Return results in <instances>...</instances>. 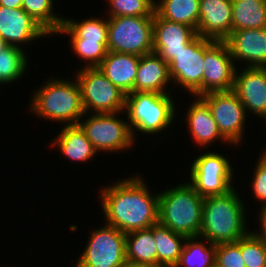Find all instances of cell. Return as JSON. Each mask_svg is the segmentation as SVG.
<instances>
[{
	"label": "cell",
	"mask_w": 266,
	"mask_h": 267,
	"mask_svg": "<svg viewBox=\"0 0 266 267\" xmlns=\"http://www.w3.org/2000/svg\"><path fill=\"white\" fill-rule=\"evenodd\" d=\"M140 178H126L100 190L107 224L124 234L148 229L159 221V193L152 195Z\"/></svg>",
	"instance_id": "cell-1"
},
{
	"label": "cell",
	"mask_w": 266,
	"mask_h": 267,
	"mask_svg": "<svg viewBox=\"0 0 266 267\" xmlns=\"http://www.w3.org/2000/svg\"><path fill=\"white\" fill-rule=\"evenodd\" d=\"M234 188L225 194L204 198L200 238L217 245L234 243L249 233L244 203Z\"/></svg>",
	"instance_id": "cell-2"
},
{
	"label": "cell",
	"mask_w": 266,
	"mask_h": 267,
	"mask_svg": "<svg viewBox=\"0 0 266 267\" xmlns=\"http://www.w3.org/2000/svg\"><path fill=\"white\" fill-rule=\"evenodd\" d=\"M204 198L190 183L159 193V223L186 237L199 236Z\"/></svg>",
	"instance_id": "cell-3"
},
{
	"label": "cell",
	"mask_w": 266,
	"mask_h": 267,
	"mask_svg": "<svg viewBox=\"0 0 266 267\" xmlns=\"http://www.w3.org/2000/svg\"><path fill=\"white\" fill-rule=\"evenodd\" d=\"M35 92L30 106L39 117L50 121H64L65 125H77L86 115L76 78L73 82L59 78L49 79Z\"/></svg>",
	"instance_id": "cell-4"
},
{
	"label": "cell",
	"mask_w": 266,
	"mask_h": 267,
	"mask_svg": "<svg viewBox=\"0 0 266 267\" xmlns=\"http://www.w3.org/2000/svg\"><path fill=\"white\" fill-rule=\"evenodd\" d=\"M170 96L157 92H131L126 94L124 110L134 141L136 139L135 129L141 133L152 135L161 133L172 124L176 107L173 98Z\"/></svg>",
	"instance_id": "cell-5"
},
{
	"label": "cell",
	"mask_w": 266,
	"mask_h": 267,
	"mask_svg": "<svg viewBox=\"0 0 266 267\" xmlns=\"http://www.w3.org/2000/svg\"><path fill=\"white\" fill-rule=\"evenodd\" d=\"M107 49L138 56L153 52V16L108 17Z\"/></svg>",
	"instance_id": "cell-6"
},
{
	"label": "cell",
	"mask_w": 266,
	"mask_h": 267,
	"mask_svg": "<svg viewBox=\"0 0 266 267\" xmlns=\"http://www.w3.org/2000/svg\"><path fill=\"white\" fill-rule=\"evenodd\" d=\"M81 90V101L85 114L123 113L125 96L117 86L112 84L97 67H82L76 74Z\"/></svg>",
	"instance_id": "cell-7"
},
{
	"label": "cell",
	"mask_w": 266,
	"mask_h": 267,
	"mask_svg": "<svg viewBox=\"0 0 266 267\" xmlns=\"http://www.w3.org/2000/svg\"><path fill=\"white\" fill-rule=\"evenodd\" d=\"M126 234L106 224L89 236L76 267H121L126 261Z\"/></svg>",
	"instance_id": "cell-8"
},
{
	"label": "cell",
	"mask_w": 266,
	"mask_h": 267,
	"mask_svg": "<svg viewBox=\"0 0 266 267\" xmlns=\"http://www.w3.org/2000/svg\"><path fill=\"white\" fill-rule=\"evenodd\" d=\"M91 114L78 125L96 151H121L133 146L135 142L128 121L118 118L119 113Z\"/></svg>",
	"instance_id": "cell-9"
},
{
	"label": "cell",
	"mask_w": 266,
	"mask_h": 267,
	"mask_svg": "<svg viewBox=\"0 0 266 267\" xmlns=\"http://www.w3.org/2000/svg\"><path fill=\"white\" fill-rule=\"evenodd\" d=\"M190 168V184L203 198L225 194L234 187L230 161L219 153H202Z\"/></svg>",
	"instance_id": "cell-10"
},
{
	"label": "cell",
	"mask_w": 266,
	"mask_h": 267,
	"mask_svg": "<svg viewBox=\"0 0 266 267\" xmlns=\"http://www.w3.org/2000/svg\"><path fill=\"white\" fill-rule=\"evenodd\" d=\"M215 41L198 35L168 64L171 80L194 97L203 95L204 54Z\"/></svg>",
	"instance_id": "cell-11"
},
{
	"label": "cell",
	"mask_w": 266,
	"mask_h": 267,
	"mask_svg": "<svg viewBox=\"0 0 266 267\" xmlns=\"http://www.w3.org/2000/svg\"><path fill=\"white\" fill-rule=\"evenodd\" d=\"M211 110L221 135L230 145L243 139L246 109L233 91L211 92L200 96Z\"/></svg>",
	"instance_id": "cell-12"
},
{
	"label": "cell",
	"mask_w": 266,
	"mask_h": 267,
	"mask_svg": "<svg viewBox=\"0 0 266 267\" xmlns=\"http://www.w3.org/2000/svg\"><path fill=\"white\" fill-rule=\"evenodd\" d=\"M203 95L232 91L236 67L224 41H215L204 54Z\"/></svg>",
	"instance_id": "cell-13"
},
{
	"label": "cell",
	"mask_w": 266,
	"mask_h": 267,
	"mask_svg": "<svg viewBox=\"0 0 266 267\" xmlns=\"http://www.w3.org/2000/svg\"><path fill=\"white\" fill-rule=\"evenodd\" d=\"M198 36L196 31L185 24L168 21L156 12L153 16V52L167 64Z\"/></svg>",
	"instance_id": "cell-14"
},
{
	"label": "cell",
	"mask_w": 266,
	"mask_h": 267,
	"mask_svg": "<svg viewBox=\"0 0 266 267\" xmlns=\"http://www.w3.org/2000/svg\"><path fill=\"white\" fill-rule=\"evenodd\" d=\"M47 35L49 33L22 7L0 6V38L7 45L20 47L17 44L30 43Z\"/></svg>",
	"instance_id": "cell-15"
},
{
	"label": "cell",
	"mask_w": 266,
	"mask_h": 267,
	"mask_svg": "<svg viewBox=\"0 0 266 267\" xmlns=\"http://www.w3.org/2000/svg\"><path fill=\"white\" fill-rule=\"evenodd\" d=\"M232 91L246 112L266 119V67H246L240 74L235 71Z\"/></svg>",
	"instance_id": "cell-16"
},
{
	"label": "cell",
	"mask_w": 266,
	"mask_h": 267,
	"mask_svg": "<svg viewBox=\"0 0 266 267\" xmlns=\"http://www.w3.org/2000/svg\"><path fill=\"white\" fill-rule=\"evenodd\" d=\"M223 41L233 60H245L248 67H266V28L232 30Z\"/></svg>",
	"instance_id": "cell-17"
},
{
	"label": "cell",
	"mask_w": 266,
	"mask_h": 267,
	"mask_svg": "<svg viewBox=\"0 0 266 267\" xmlns=\"http://www.w3.org/2000/svg\"><path fill=\"white\" fill-rule=\"evenodd\" d=\"M232 32V0H200L196 33L223 41Z\"/></svg>",
	"instance_id": "cell-18"
},
{
	"label": "cell",
	"mask_w": 266,
	"mask_h": 267,
	"mask_svg": "<svg viewBox=\"0 0 266 267\" xmlns=\"http://www.w3.org/2000/svg\"><path fill=\"white\" fill-rule=\"evenodd\" d=\"M140 56L108 51L97 66L99 71L124 94L134 92Z\"/></svg>",
	"instance_id": "cell-19"
},
{
	"label": "cell",
	"mask_w": 266,
	"mask_h": 267,
	"mask_svg": "<svg viewBox=\"0 0 266 267\" xmlns=\"http://www.w3.org/2000/svg\"><path fill=\"white\" fill-rule=\"evenodd\" d=\"M172 81L169 65L157 54L151 52L140 56L138 71L134 82V92H157L169 94L165 87Z\"/></svg>",
	"instance_id": "cell-20"
},
{
	"label": "cell",
	"mask_w": 266,
	"mask_h": 267,
	"mask_svg": "<svg viewBox=\"0 0 266 267\" xmlns=\"http://www.w3.org/2000/svg\"><path fill=\"white\" fill-rule=\"evenodd\" d=\"M195 98L196 100L189 107L186 116L188 129L194 143L196 142L201 147H207L216 139L228 142L221 135L208 105L200 97Z\"/></svg>",
	"instance_id": "cell-21"
},
{
	"label": "cell",
	"mask_w": 266,
	"mask_h": 267,
	"mask_svg": "<svg viewBox=\"0 0 266 267\" xmlns=\"http://www.w3.org/2000/svg\"><path fill=\"white\" fill-rule=\"evenodd\" d=\"M52 146H57L61 154L75 162H87L98 153L78 124L65 125Z\"/></svg>",
	"instance_id": "cell-22"
},
{
	"label": "cell",
	"mask_w": 266,
	"mask_h": 267,
	"mask_svg": "<svg viewBox=\"0 0 266 267\" xmlns=\"http://www.w3.org/2000/svg\"><path fill=\"white\" fill-rule=\"evenodd\" d=\"M153 237L156 242L157 267H175L187 237L173 232L159 222L153 225Z\"/></svg>",
	"instance_id": "cell-23"
},
{
	"label": "cell",
	"mask_w": 266,
	"mask_h": 267,
	"mask_svg": "<svg viewBox=\"0 0 266 267\" xmlns=\"http://www.w3.org/2000/svg\"><path fill=\"white\" fill-rule=\"evenodd\" d=\"M266 28V0H232V30Z\"/></svg>",
	"instance_id": "cell-24"
},
{
	"label": "cell",
	"mask_w": 266,
	"mask_h": 267,
	"mask_svg": "<svg viewBox=\"0 0 266 267\" xmlns=\"http://www.w3.org/2000/svg\"><path fill=\"white\" fill-rule=\"evenodd\" d=\"M126 260L157 266L153 226L126 234Z\"/></svg>",
	"instance_id": "cell-25"
},
{
	"label": "cell",
	"mask_w": 266,
	"mask_h": 267,
	"mask_svg": "<svg viewBox=\"0 0 266 267\" xmlns=\"http://www.w3.org/2000/svg\"><path fill=\"white\" fill-rule=\"evenodd\" d=\"M158 2L155 1V12L161 18L188 25L197 31L200 0H161Z\"/></svg>",
	"instance_id": "cell-26"
},
{
	"label": "cell",
	"mask_w": 266,
	"mask_h": 267,
	"mask_svg": "<svg viewBox=\"0 0 266 267\" xmlns=\"http://www.w3.org/2000/svg\"><path fill=\"white\" fill-rule=\"evenodd\" d=\"M67 34L70 39H85L91 42H107L108 20L100 18H89L82 22L72 19H65L57 34Z\"/></svg>",
	"instance_id": "cell-27"
},
{
	"label": "cell",
	"mask_w": 266,
	"mask_h": 267,
	"mask_svg": "<svg viewBox=\"0 0 266 267\" xmlns=\"http://www.w3.org/2000/svg\"><path fill=\"white\" fill-rule=\"evenodd\" d=\"M199 238V236L186 238L179 262L175 267H212L215 264L216 245L207 239H203L205 244L199 242L197 241Z\"/></svg>",
	"instance_id": "cell-28"
},
{
	"label": "cell",
	"mask_w": 266,
	"mask_h": 267,
	"mask_svg": "<svg viewBox=\"0 0 266 267\" xmlns=\"http://www.w3.org/2000/svg\"><path fill=\"white\" fill-rule=\"evenodd\" d=\"M27 54L21 47L7 46L0 52V84L19 79L27 70Z\"/></svg>",
	"instance_id": "cell-29"
},
{
	"label": "cell",
	"mask_w": 266,
	"mask_h": 267,
	"mask_svg": "<svg viewBox=\"0 0 266 267\" xmlns=\"http://www.w3.org/2000/svg\"><path fill=\"white\" fill-rule=\"evenodd\" d=\"M53 0H22V8L50 35L57 34L64 18L53 13Z\"/></svg>",
	"instance_id": "cell-30"
},
{
	"label": "cell",
	"mask_w": 266,
	"mask_h": 267,
	"mask_svg": "<svg viewBox=\"0 0 266 267\" xmlns=\"http://www.w3.org/2000/svg\"><path fill=\"white\" fill-rule=\"evenodd\" d=\"M241 250L245 267H266V240L249 232L235 242Z\"/></svg>",
	"instance_id": "cell-31"
},
{
	"label": "cell",
	"mask_w": 266,
	"mask_h": 267,
	"mask_svg": "<svg viewBox=\"0 0 266 267\" xmlns=\"http://www.w3.org/2000/svg\"><path fill=\"white\" fill-rule=\"evenodd\" d=\"M156 0H108V17L154 16Z\"/></svg>",
	"instance_id": "cell-32"
},
{
	"label": "cell",
	"mask_w": 266,
	"mask_h": 267,
	"mask_svg": "<svg viewBox=\"0 0 266 267\" xmlns=\"http://www.w3.org/2000/svg\"><path fill=\"white\" fill-rule=\"evenodd\" d=\"M71 47L76 55L87 63V68L97 67L107 55V42H91L85 39H71Z\"/></svg>",
	"instance_id": "cell-33"
},
{
	"label": "cell",
	"mask_w": 266,
	"mask_h": 267,
	"mask_svg": "<svg viewBox=\"0 0 266 267\" xmlns=\"http://www.w3.org/2000/svg\"><path fill=\"white\" fill-rule=\"evenodd\" d=\"M215 263L221 267H245L240 247L235 242L215 246Z\"/></svg>",
	"instance_id": "cell-34"
},
{
	"label": "cell",
	"mask_w": 266,
	"mask_h": 267,
	"mask_svg": "<svg viewBox=\"0 0 266 267\" xmlns=\"http://www.w3.org/2000/svg\"><path fill=\"white\" fill-rule=\"evenodd\" d=\"M255 166L254 178L251 184L254 196L262 202L261 206H263L266 204V161L260 157Z\"/></svg>",
	"instance_id": "cell-35"
},
{
	"label": "cell",
	"mask_w": 266,
	"mask_h": 267,
	"mask_svg": "<svg viewBox=\"0 0 266 267\" xmlns=\"http://www.w3.org/2000/svg\"><path fill=\"white\" fill-rule=\"evenodd\" d=\"M259 222H260V232H253L257 236L261 237L262 239L266 240V204L261 206L259 211Z\"/></svg>",
	"instance_id": "cell-36"
},
{
	"label": "cell",
	"mask_w": 266,
	"mask_h": 267,
	"mask_svg": "<svg viewBox=\"0 0 266 267\" xmlns=\"http://www.w3.org/2000/svg\"><path fill=\"white\" fill-rule=\"evenodd\" d=\"M0 6L7 8H21L22 0H0Z\"/></svg>",
	"instance_id": "cell-37"
},
{
	"label": "cell",
	"mask_w": 266,
	"mask_h": 267,
	"mask_svg": "<svg viewBox=\"0 0 266 267\" xmlns=\"http://www.w3.org/2000/svg\"><path fill=\"white\" fill-rule=\"evenodd\" d=\"M121 267H157V266L126 260Z\"/></svg>",
	"instance_id": "cell-38"
},
{
	"label": "cell",
	"mask_w": 266,
	"mask_h": 267,
	"mask_svg": "<svg viewBox=\"0 0 266 267\" xmlns=\"http://www.w3.org/2000/svg\"><path fill=\"white\" fill-rule=\"evenodd\" d=\"M7 46H8L7 43H6L3 39L0 38V52H1L4 48H6Z\"/></svg>",
	"instance_id": "cell-39"
},
{
	"label": "cell",
	"mask_w": 266,
	"mask_h": 267,
	"mask_svg": "<svg viewBox=\"0 0 266 267\" xmlns=\"http://www.w3.org/2000/svg\"><path fill=\"white\" fill-rule=\"evenodd\" d=\"M260 157L266 161V149L264 150V153H262Z\"/></svg>",
	"instance_id": "cell-40"
},
{
	"label": "cell",
	"mask_w": 266,
	"mask_h": 267,
	"mask_svg": "<svg viewBox=\"0 0 266 267\" xmlns=\"http://www.w3.org/2000/svg\"><path fill=\"white\" fill-rule=\"evenodd\" d=\"M212 267H221V266L215 263Z\"/></svg>",
	"instance_id": "cell-41"
}]
</instances>
